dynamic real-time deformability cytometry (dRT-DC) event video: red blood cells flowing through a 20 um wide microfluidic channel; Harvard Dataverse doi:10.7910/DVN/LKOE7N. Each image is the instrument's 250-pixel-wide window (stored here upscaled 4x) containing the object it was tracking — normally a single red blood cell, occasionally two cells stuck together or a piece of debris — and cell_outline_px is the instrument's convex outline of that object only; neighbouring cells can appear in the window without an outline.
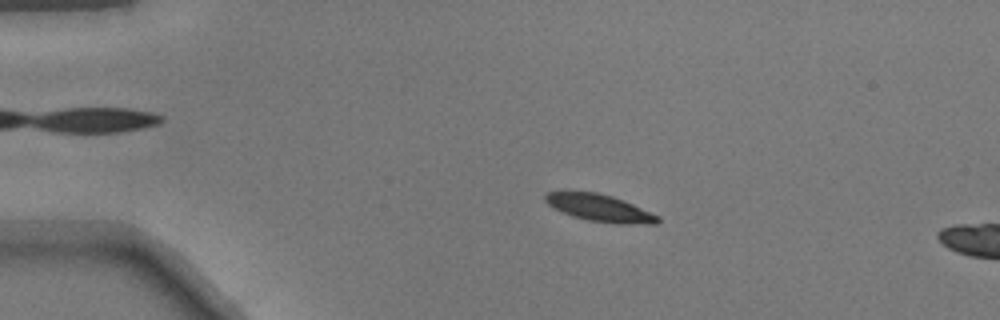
{"species": "common noctule bat (a hibernating species)", "species_latin": "Nyctalus noctula", "temperature_condition": "warm", "stored_images_in_passage": 15, "camera_frame_rate_fps": 3000, "um_per_image_px": 0.085, "animal": {"sex": "male", "body_mass_g": 17.9}, "frame": {"image": 1, "passage_image": 11, "time_ms": 3.333, "image_size_px": [1000, 320], "cell_outline_px": [[660, 220], [656, 224], [616, 224], [588, 220], [572, 216], [548, 204], [544, 200], [544, 196], [548, 192], [596, 192], [612, 196], [624, 200], [660, 216]], "centroid_in_image_um": [51.03, 17.69], "position_along_channel_um": 34.0, "area_um2": 17.63}}